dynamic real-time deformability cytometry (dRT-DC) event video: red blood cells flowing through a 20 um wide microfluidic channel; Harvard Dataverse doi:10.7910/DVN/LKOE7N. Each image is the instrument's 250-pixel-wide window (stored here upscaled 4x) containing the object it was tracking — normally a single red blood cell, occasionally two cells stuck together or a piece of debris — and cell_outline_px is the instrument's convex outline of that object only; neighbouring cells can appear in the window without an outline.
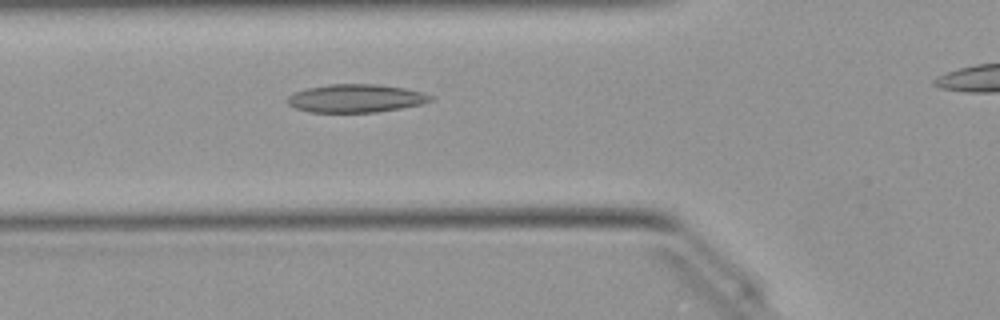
{"species": "Egyptian fruit bat (a non-hibernating species)", "species_latin": "Rousettus aegyptiacus", "temperature_condition": "warm", "stored_images_in_passage": 39, "camera_frame_rate_fps": 3000, "um_per_image_px": 0.085, "animal": {"sex": "female"}, "frame": {"image": 1, "passage_image": 13, "time_ms": 4.0, "image_size_px": [1000, 320], "cell_outline_px": [[432, 100], [420, 104], [400, 108], [376, 112], [308, 112], [296, 108], [288, 104], [284, 100], [288, 96], [296, 92], [308, 88], [328, 84], [380, 84], [404, 88], [420, 92], [432, 96]], "centroid_in_image_um": [30.2, 8.35], "position_along_channel_um": 95.6, "area_um2": 23.35}}
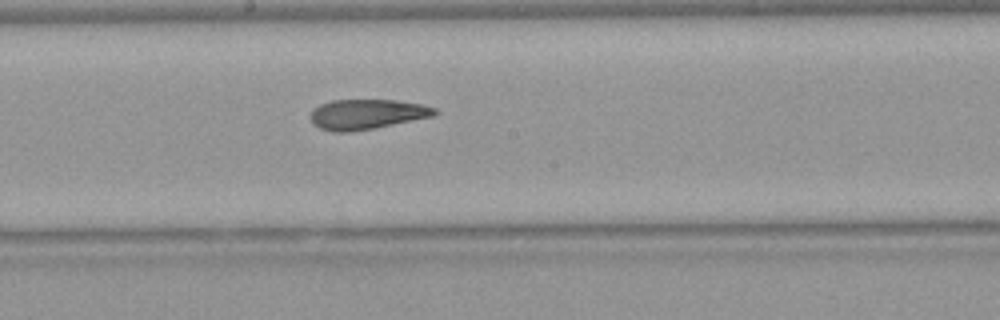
{"frame": {"image": 2, "passage_image": 22, "time_ms": 7.0, "image_size_px": [1000, 320], "cell_outline_px": [[440, 112], [432, 116], [376, 128], [348, 132], [332, 132], [320, 128], [312, 120], [312, 112], [320, 104], [332, 100], [396, 100], [420, 104], [436, 108]], "centroid_in_image_um": [31.22, 9.71], "position_along_channel_um": 217.0, "area_um2": 21.5}}
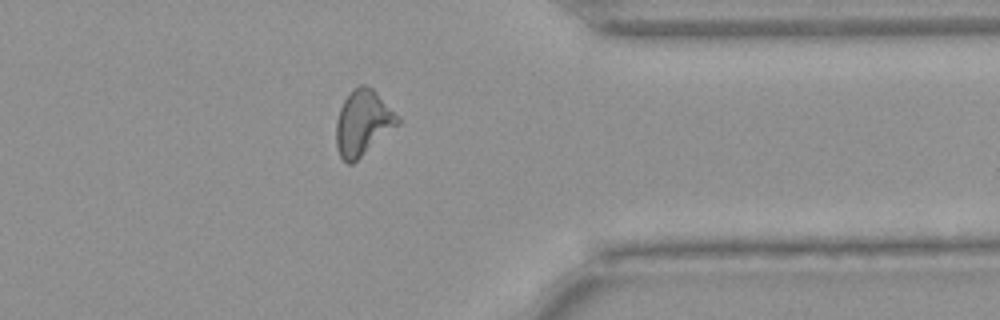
{"frame": {"image": 3, "passage_image": 35, "time_ms": 11.333, "image_size_px": [1000, 320], "cell_outline_px": [[400, 124], [352, 164], [348, 164], [340, 156], [336, 148], [336, 120], [340, 108], [344, 100], [352, 88], [360, 84], [364, 84], [372, 88], [376, 92], [400, 120]], "centroid_in_image_um": [30.82, 10.44], "position_along_channel_um": 380.6, "area_um2": 23.24}, "authors_computed_cell_mechanics": {"area_um2": 22.8888, "velocity_mm_per_s": 4.054, "shape_relaxation_time_tau1_ms": 9.9181, "shape_relaxation_time_tau2_ms": 3.1957, "deformation_change_tau1": 0.2068, "deformation_change_tau2": 0.1199}}